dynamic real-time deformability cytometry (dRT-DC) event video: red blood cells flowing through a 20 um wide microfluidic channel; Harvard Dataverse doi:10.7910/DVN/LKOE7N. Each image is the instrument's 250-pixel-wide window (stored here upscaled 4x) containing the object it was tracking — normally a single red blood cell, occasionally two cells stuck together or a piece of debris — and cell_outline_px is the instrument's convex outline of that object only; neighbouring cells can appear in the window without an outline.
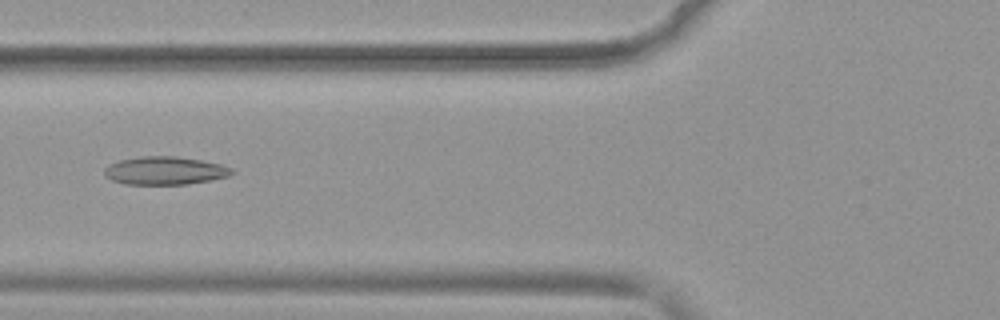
{"species": "common noctule bat (a hibernating species)", "species_latin": "Nyctalus noctula", "temperature_condition": "warm", "stored_images_in_passage": 51, "camera_frame_rate_fps": 3000, "um_per_image_px": 0.085, "animal": {"sex": "female", "body_mass_g": 19.9}, "frame": {"image": 1, "passage_image": 20, "time_ms": 6.333, "image_size_px": [1000, 320], "cell_outline_px": [[236, 172], [228, 176], [212, 180], [188, 184], [124, 184], [112, 180], [104, 176], [104, 168], [108, 164], [120, 160], [140, 156], [176, 156], [200, 160], [220, 164], [232, 168]], "centroid_in_image_um": [14.01, 14.5], "position_along_channel_um": 111.8, "area_um2": 20.98}}
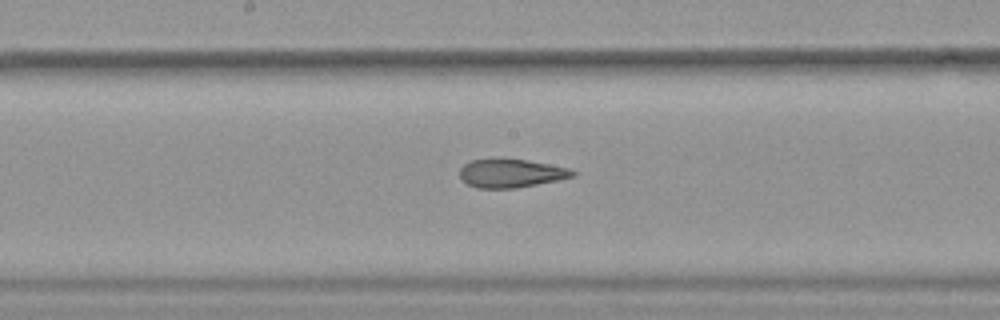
{"frame": {"image": 2, "passage_image": 27, "time_ms": 8.667, "image_size_px": [1000, 320], "cell_outline_px": [[576, 176], [516, 188], [476, 188], [460, 180], [460, 168], [464, 164], [472, 160], [500, 156], [528, 160], [568, 168], [576, 172]], "centroid_in_image_um": [43.38, 14.69], "position_along_channel_um": 204.8, "area_um2": 19.19}}
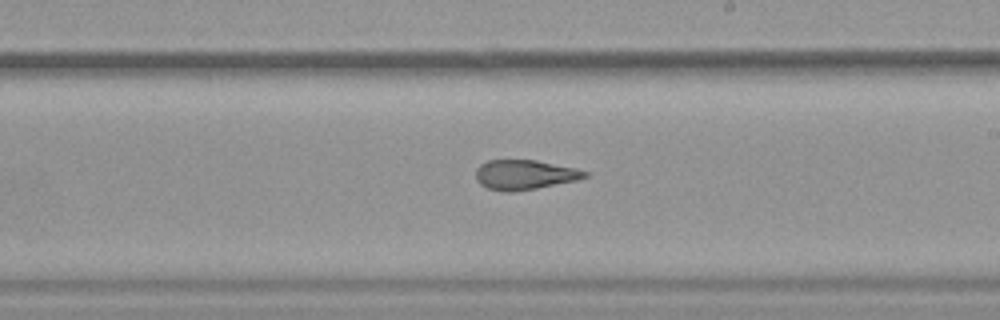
{"frame": {"image": 3, "passage_image": 30, "time_ms": 9.667, "image_size_px": [1000, 320], "cell_outline_px": [[588, 176], [580, 180], [536, 188], [512, 192], [504, 192], [488, 188], [480, 184], [476, 180], [476, 168], [480, 164], [488, 160], [536, 160], [576, 168], [588, 172]], "centroid_in_image_um": [44.6, 14.85], "position_along_channel_um": 244.4, "area_um2": 19.02}, "authors_computed_cell_mechanics": {"area_um2": 21.7328, "velocity_mm_per_s": 3.9859, "shape_relaxation_time_tau1_ms": null, "shape_relaxation_time_tau2_ms": 2.7902, "deformation_change_tau1": null, "deformation_change_tau2": 0.1101}}